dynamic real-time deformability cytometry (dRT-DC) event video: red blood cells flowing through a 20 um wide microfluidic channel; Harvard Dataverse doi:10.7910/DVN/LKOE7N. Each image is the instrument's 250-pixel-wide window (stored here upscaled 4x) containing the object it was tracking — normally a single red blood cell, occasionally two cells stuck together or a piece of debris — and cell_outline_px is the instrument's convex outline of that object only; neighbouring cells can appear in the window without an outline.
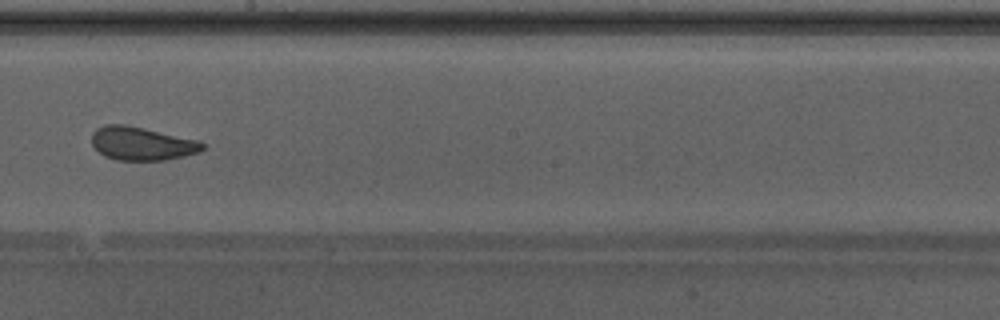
{"species": "Egyptian fruit bat (a non-hibernating species)", "species_latin": "Rousettus aegyptiacus", "temperature_condition": "warm", "stored_images_in_passage": 48, "camera_frame_rate_fps": 3000, "um_per_image_px": 0.085, "animal": {"sex": "male"}, "frame": {"image": 1, "passage_image": 28, "time_ms": 9.0, "image_size_px": [1000, 320], "cell_outline_px": [[204, 148], [200, 152], [184, 156], [164, 160], [116, 160], [104, 156], [92, 144], [92, 132], [96, 128], [104, 124], [124, 124], [144, 128], [200, 140], [204, 144]], "centroid_in_image_um": [12.06, 12.19], "position_along_channel_um": 236.1, "area_um2": 21.68}, "authors_computed_cell_mechanics": {"area_um2": 22.831, "velocity_mm_per_s": 4.2564, "shape_relaxation_time_tau1_ms": null, "shape_relaxation_time_tau2_ms": 1.2585, "deformation_change_tau1": null, "deformation_change_tau2": 0.0691}}